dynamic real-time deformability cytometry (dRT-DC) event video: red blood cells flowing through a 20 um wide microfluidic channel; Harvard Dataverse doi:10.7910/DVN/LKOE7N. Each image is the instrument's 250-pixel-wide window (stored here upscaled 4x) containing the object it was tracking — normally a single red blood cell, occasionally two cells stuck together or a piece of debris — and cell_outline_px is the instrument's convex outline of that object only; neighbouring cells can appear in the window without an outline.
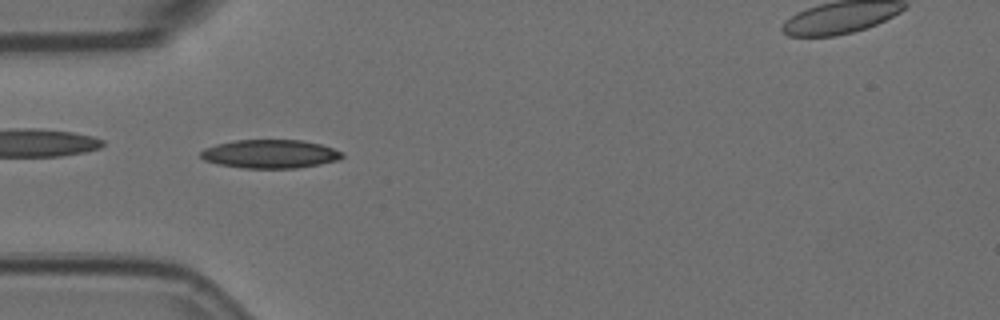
{"species": "Egyptian fruit bat (a non-hibernating species)", "species_latin": "Rousettus aegyptiacus", "temperature_condition": "room temperature", "stored_images_in_passage": 46, "camera_frame_rate_fps": 3000, "um_per_image_px": 0.085, "animal": {"sex": "female"}, "frame": {"image": 1, "passage_image": 7, "time_ms": 2.0, "image_size_px": [1000, 320], "cell_outline_px": [[344, 156], [336, 160], [320, 164], [296, 168], [244, 168], [220, 164], [204, 160], [200, 156], [200, 152], [204, 148], [216, 144], [236, 140], [300, 140], [320, 144], [344, 152]], "centroid_in_image_um": [22.95, 13.08], "position_along_channel_um": 62.0, "area_um2": 23.41}}
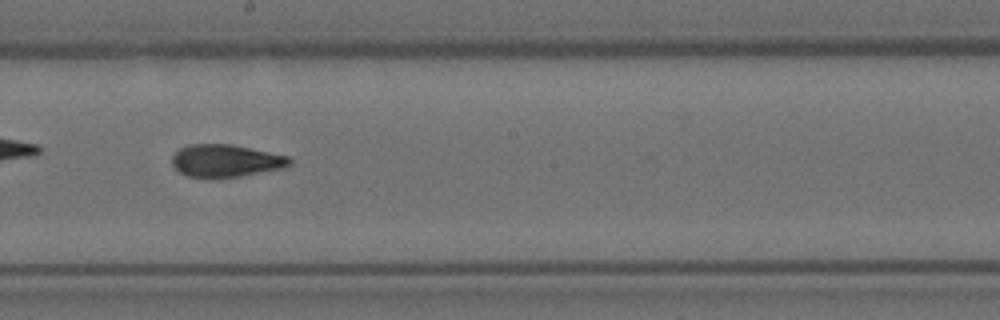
{"frame": {"image": 2, "passage_image": 21, "time_ms": 6.667, "image_size_px": [1000, 320], "cell_outline_px": [[292, 164], [284, 168], [240, 176], [188, 176], [180, 172], [172, 164], [172, 156], [180, 148], [188, 144], [232, 144], [288, 156], [292, 160]], "centroid_in_image_um": [19.21, 13.64], "position_along_channel_um": 229.0, "area_um2": 21.91}}
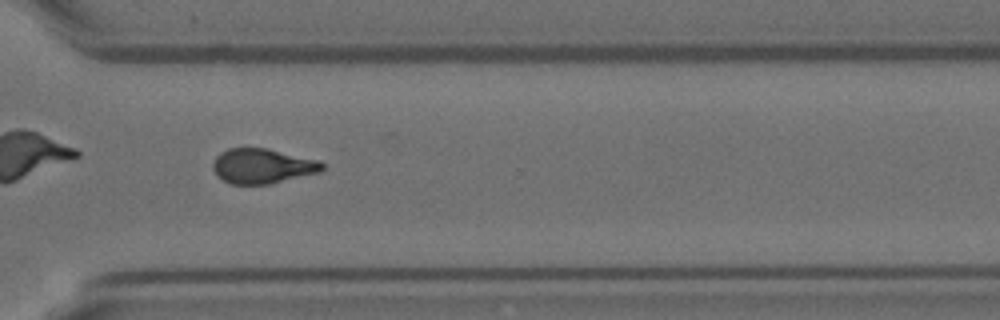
{"frame": {"image": 3, "passage_image": 31, "time_ms": 10.0, "image_size_px": [1000, 320], "cell_outline_px": [[324, 168], [320, 172], [268, 184], [232, 184], [224, 180], [212, 168], [212, 164], [216, 156], [220, 152], [228, 148], [268, 148], [320, 160], [324, 164]], "centroid_in_image_um": [22.33, 14.09], "position_along_channel_um": 348.3, "area_um2": 22.2}}